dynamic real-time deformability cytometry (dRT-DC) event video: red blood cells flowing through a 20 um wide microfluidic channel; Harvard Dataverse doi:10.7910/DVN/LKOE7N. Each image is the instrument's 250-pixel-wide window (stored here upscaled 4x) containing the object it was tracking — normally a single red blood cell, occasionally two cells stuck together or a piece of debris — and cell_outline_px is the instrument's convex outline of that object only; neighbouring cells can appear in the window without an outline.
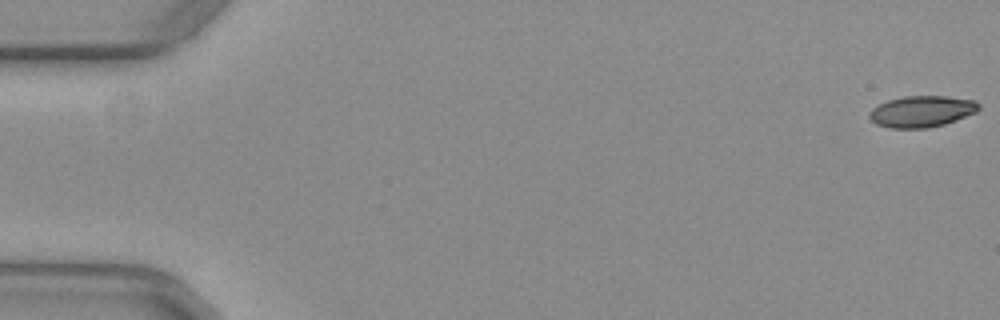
{"species": "common noctule bat (a hibernating species)", "species_latin": "Nyctalus noctula", "temperature_condition": "warm", "stored_images_in_passage": 53, "camera_frame_rate_fps": 3000, "um_per_image_px": 0.085, "animal": {"sex": "female", "body_mass_g": 29.2, "forearm_length_mm": 56.3}, "frame": {"image": 1, "passage_image": 1, "time_ms": 0.0, "image_size_px": [1000, 320], "cell_outline_px": [[980, 108], [976, 112], [956, 120], [944, 124], [928, 128], [888, 128], [876, 124], [868, 116], [868, 112], [872, 108], [888, 100], [904, 96], [948, 96], [976, 100], [980, 104]], "centroid_in_image_um": [78.35, 9.47], "position_along_channel_um": 6.6, "area_um2": 20.11}}
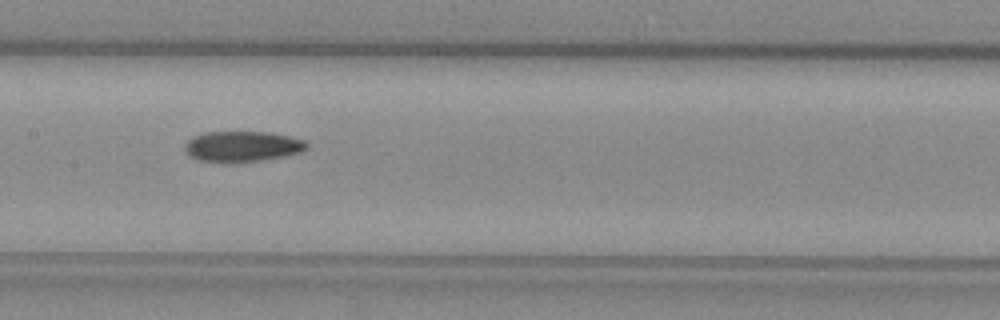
{"frame": {"image": 2, "passage_image": 27, "time_ms": 8.667, "image_size_px": [1000, 320], "cell_outline_px": [[308, 148], [300, 152], [284, 156], [264, 160], [228, 164], [224, 164], [196, 160], [188, 156], [184, 152], [184, 144], [192, 136], [204, 132], [268, 132], [288, 136], [304, 140], [308, 144]], "centroid_in_image_um": [20.52, 12.47], "position_along_channel_um": 186.9, "area_um2": 22.37}}
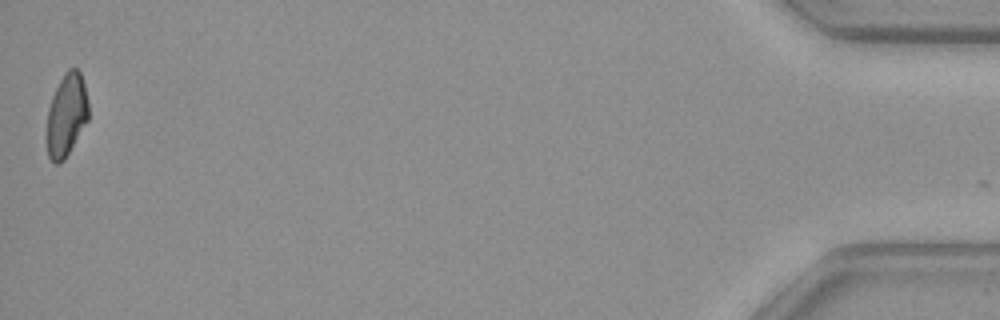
{"frame": {"image": 3, "passage_image": 53, "time_ms": 17.333, "image_size_px": [1000, 320], "cell_outline_px": [[88, 120], [64, 160], [60, 164], [56, 164], [48, 156], [44, 136], [48, 108], [52, 96], [64, 72], [68, 68], [76, 68], [80, 72], [84, 84], [88, 100]], "centroid_in_image_um": [5.61, 9.8], "position_along_channel_um": 429.6, "area_um2": 20.52}, "authors_computed_cell_mechanics": {"area_um2": 21.1548, "velocity_mm_per_s": 3.9654, "shape_relaxation_time_tau1_ms": 9.6538, "shape_relaxation_time_tau2_ms": 4.8242, "deformation_change_tau1": 0.2041, "deformation_change_tau2": 0.1031}}